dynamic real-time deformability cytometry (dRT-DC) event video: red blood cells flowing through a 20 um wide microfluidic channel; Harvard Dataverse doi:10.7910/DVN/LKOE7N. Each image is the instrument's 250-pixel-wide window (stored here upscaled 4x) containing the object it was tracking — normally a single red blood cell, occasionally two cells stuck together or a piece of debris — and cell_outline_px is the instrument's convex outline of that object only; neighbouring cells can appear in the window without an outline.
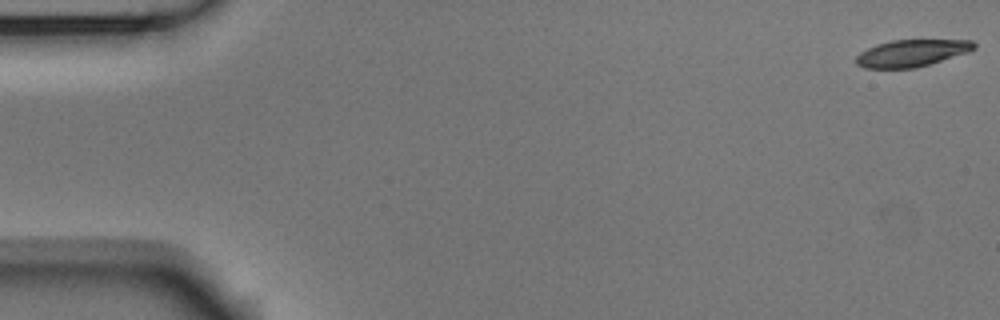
{"species": "Egyptian fruit bat (a non-hibernating species)", "species_latin": "Rousettus aegyptiacus", "temperature_condition": "room temperature", "stored_images_in_passage": 15, "camera_frame_rate_fps": 3000, "um_per_image_px": 0.085, "animal": {"sex": "male"}, "frame": {"image": 1, "passage_image": 1, "time_ms": 0.0, "image_size_px": [1000, 320], "cell_outline_px": [[976, 48], [968, 52], [916, 68], [864, 68], [856, 64], [856, 56], [860, 52], [876, 44], [892, 40], [972, 40], [976, 44]], "centroid_in_image_um": [77.48, 4.51], "position_along_channel_um": 7.5, "area_um2": 18.5}}